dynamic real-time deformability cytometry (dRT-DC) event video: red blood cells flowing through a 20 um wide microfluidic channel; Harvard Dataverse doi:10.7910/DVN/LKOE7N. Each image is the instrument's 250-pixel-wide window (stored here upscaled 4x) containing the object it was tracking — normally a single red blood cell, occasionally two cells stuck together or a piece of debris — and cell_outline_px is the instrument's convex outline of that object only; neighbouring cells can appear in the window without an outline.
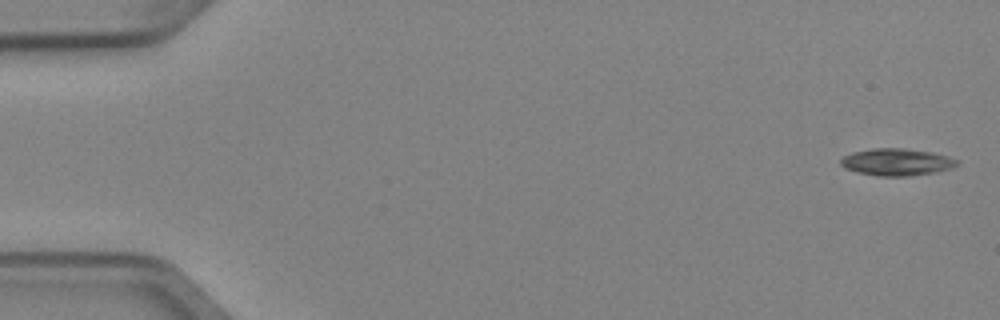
{"species": "Egyptian fruit bat (a non-hibernating species)", "species_latin": "Rousettus aegyptiacus", "temperature_condition": "cold", "stored_images_in_passage": 6, "camera_frame_rate_fps": 3000, "um_per_image_px": 0.085, "animal": {"sex": "female"}, "frame": {"image": 1, "passage_image": 1, "time_ms": 0.0, "image_size_px": [1000, 320], "cell_outline_px": [[956, 164], [952, 168], [936, 172], [908, 176], [880, 176], [856, 172], [844, 168], [840, 164], [840, 160], [844, 156], [852, 152], [872, 148], [900, 148], [932, 152], [956, 160]], "centroid_in_image_um": [76.15, 13.78], "position_along_channel_um": 8.9, "area_um2": 18.15}}